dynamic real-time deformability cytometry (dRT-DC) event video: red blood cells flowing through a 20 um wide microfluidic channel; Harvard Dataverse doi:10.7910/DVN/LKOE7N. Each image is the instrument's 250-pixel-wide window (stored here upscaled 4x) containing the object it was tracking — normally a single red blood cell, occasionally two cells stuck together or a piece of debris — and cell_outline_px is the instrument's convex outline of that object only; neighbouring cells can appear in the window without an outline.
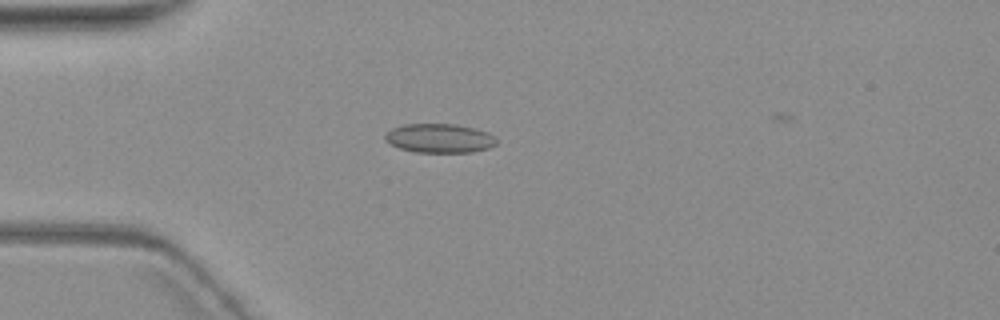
{"species": "common noctule bat (a hibernating species)", "species_latin": "Nyctalus noctula", "temperature_condition": "warm", "stored_images_in_passage": 7, "camera_frame_rate_fps": 3000, "um_per_image_px": 0.085, "animal": {"sex": "female", "body_mass_g": 19.3, "forearm_length_mm": 54.1}, "frame": {"image": 1, "passage_image": 3, "time_ms": 2.333, "image_size_px": [1000, 320], "cell_outline_px": [[496, 144], [488, 148], [472, 152], [416, 152], [400, 148], [388, 144], [384, 140], [384, 136], [392, 128], [404, 124], [452, 124], [472, 128], [488, 132], [496, 140]], "centroid_in_image_um": [37.31, 11.75], "position_along_channel_um": 47.7, "area_um2": 18.73}}
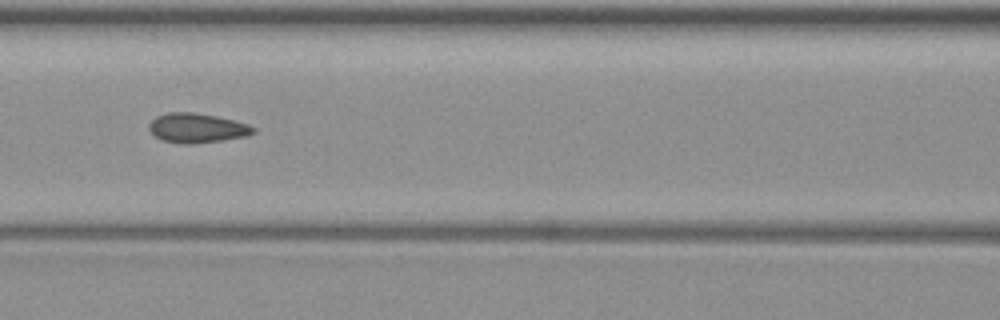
{"frame": {"image": 2, "passage_image": 6, "time_ms": 5.667, "image_size_px": [1000, 320], "cell_outline_px": [[256, 132], [248, 136], [224, 140], [192, 144], [180, 144], [160, 140], [148, 128], [148, 124], [156, 116], [168, 112], [192, 112], [216, 116], [248, 124], [256, 128]], "centroid_in_image_um": [16.74, 10.89], "position_along_channel_um": 149.9, "area_um2": 18.09}}
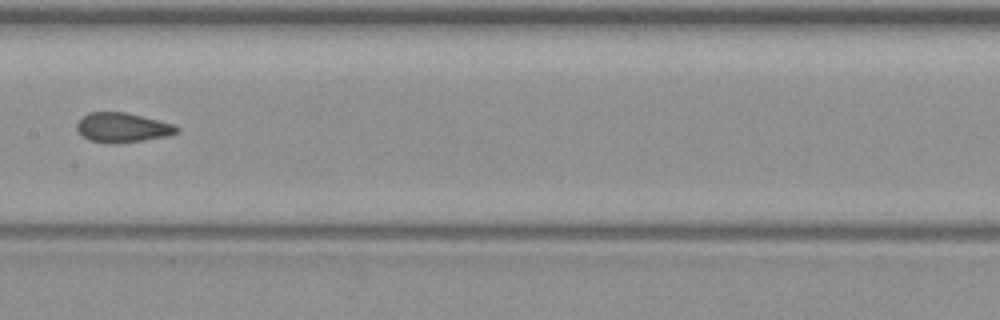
{"frame": {"image": 3, "passage_image": 7, "time_ms": 7.0, "image_size_px": [1000, 320], "cell_outline_px": [[180, 132], [168, 136], [144, 140], [112, 144], [88, 140], [80, 136], [76, 128], [76, 124], [88, 112], [124, 112], [172, 124], [180, 128]], "centroid_in_image_um": [10.38, 10.86], "position_along_channel_um": 197.0, "area_um2": 17.22}}